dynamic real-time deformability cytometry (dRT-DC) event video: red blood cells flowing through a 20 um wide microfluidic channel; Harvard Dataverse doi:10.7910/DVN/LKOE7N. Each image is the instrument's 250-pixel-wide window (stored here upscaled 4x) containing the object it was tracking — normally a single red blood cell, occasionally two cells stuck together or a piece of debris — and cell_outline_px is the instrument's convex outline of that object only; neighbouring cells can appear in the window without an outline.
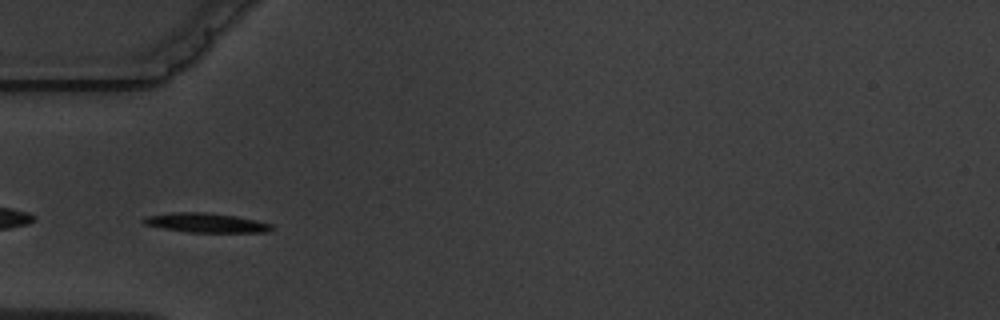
{"species": "common noctule bat (a hibernating species)", "species_latin": "Nyctalus noctula", "temperature_condition": "warm", "stored_images_in_passage": 6, "segment_of_instrument_passage": [2, 2], "camera_frame_rate_fps": 3000, "um_per_image_px": 0.085, "animal": {"sex": "male", "body_mass_g": 19.5, "forearm_length_mm": 54.6}, "frame": {"image": 1, "passage_image": 4, "time_ms": 3.667, "image_size_px": [1000, 320], "cell_outline_px": [[272, 228], [268, 232], [188, 232], [164, 228], [144, 224], [140, 220], [144, 216], [172, 212], [204, 212], [236, 216], [256, 220], [272, 224]], "centroid_in_image_um": [17.47, 18.93], "position_along_channel_um": 67.5, "area_um2": 14.45}}
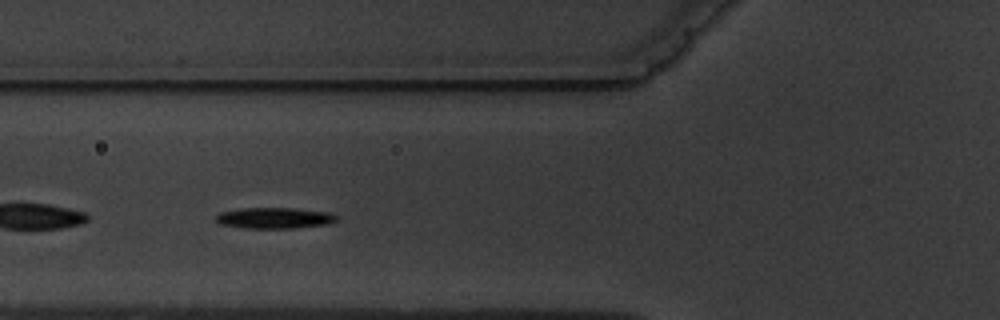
{"frame": {"image": 2, "passage_image": 5, "time_ms": 4.667, "image_size_px": [1000, 320], "cell_outline_px": [[340, 216], [336, 220], [328, 224], [296, 228], [244, 228], [220, 224], [216, 220], [216, 216], [220, 212], [240, 208], [292, 208], [328, 212]], "centroid_in_image_um": [23.34, 18.53], "position_along_channel_um": 102.5, "area_um2": 14.8}}
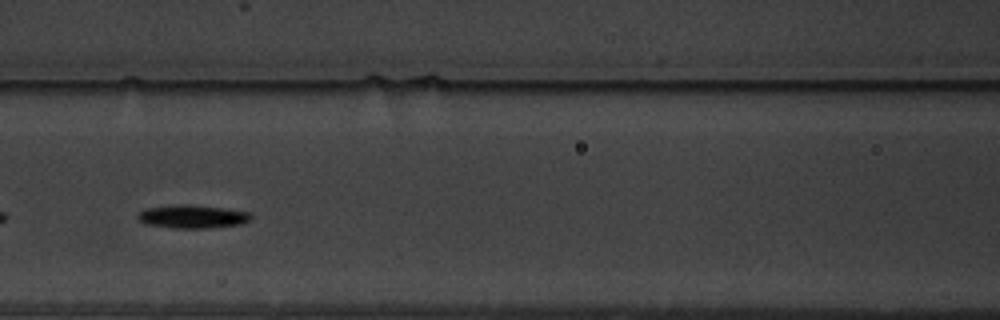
{"frame": {"image": 3, "passage_image": 6, "time_ms": 6.0, "image_size_px": [1000, 320], "cell_outline_px": [[252, 216], [244, 224], [212, 228], [176, 228], [148, 224], [140, 220], [136, 216], [140, 212], [148, 208], [176, 204], [184, 204], [220, 208], [248, 212]], "centroid_in_image_um": [16.38, 18.42], "position_along_channel_um": 150.2, "area_um2": 15.09}}